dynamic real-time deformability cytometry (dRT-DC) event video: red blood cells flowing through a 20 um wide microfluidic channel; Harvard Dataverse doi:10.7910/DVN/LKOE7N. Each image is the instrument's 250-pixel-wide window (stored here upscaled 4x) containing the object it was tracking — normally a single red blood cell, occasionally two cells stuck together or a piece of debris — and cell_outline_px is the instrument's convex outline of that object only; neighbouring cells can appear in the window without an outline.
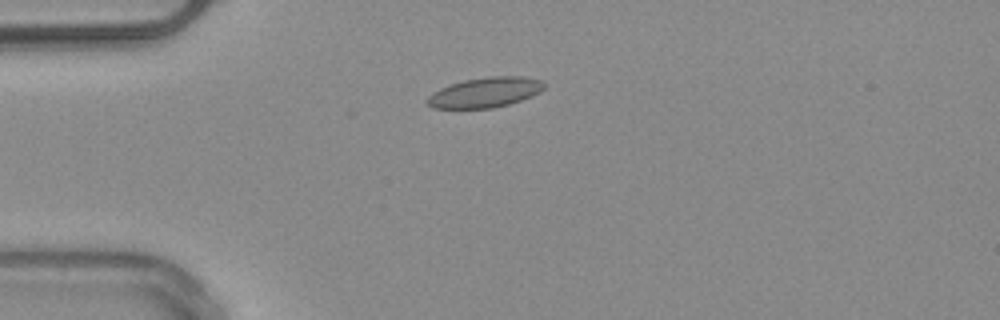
{"species": "common noctule bat (a hibernating species)", "species_latin": "Nyctalus noctula", "temperature_condition": "warm", "stored_images_in_passage": 14, "camera_frame_rate_fps": 3000, "um_per_image_px": 0.085, "animal": {"sex": "male", "body_mass_g": 20.4}, "frame": {"image": 1, "passage_image": 11, "time_ms": 3.333, "image_size_px": [1000, 320], "cell_outline_px": [[548, 84], [540, 92], [532, 96], [508, 104], [492, 108], [432, 108], [424, 100], [432, 92], [440, 88], [464, 80], [488, 76], [520, 76], [544, 80]], "centroid_in_image_um": [41.26, 7.84], "position_along_channel_um": 43.7, "area_um2": 20.63}}